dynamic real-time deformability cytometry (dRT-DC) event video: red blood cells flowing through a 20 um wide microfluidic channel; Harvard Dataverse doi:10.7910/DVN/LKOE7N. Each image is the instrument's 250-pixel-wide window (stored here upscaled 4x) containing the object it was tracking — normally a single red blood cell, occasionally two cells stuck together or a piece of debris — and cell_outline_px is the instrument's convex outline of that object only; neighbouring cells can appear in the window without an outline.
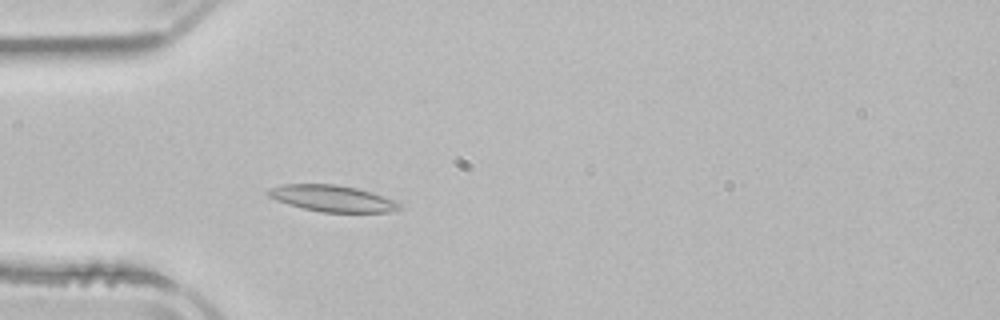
{"species": "common noctule bat (a hibernating species)", "species_latin": "Nyctalus noctula", "temperature_condition": "room temperature", "stored_images_in_passage": 2, "camera_frame_rate_fps": 3000, "um_per_image_px": 0.085, "animal": {"sex": "male", "body_mass_g": 21.5, "forearm_length_mm": 52.0}, "frame": {"image": 1, "passage_image": 2, "time_ms": 1.0, "image_size_px": [1000, 320], "cell_outline_px": [[400, 208], [392, 212], [320, 212], [288, 204], [276, 200], [268, 196], [264, 192], [268, 188], [284, 184], [336, 184], [356, 188], [392, 200], [400, 204]], "centroid_in_image_um": [28.15, 16.86], "position_along_channel_um": 56.8, "area_um2": 19.94}}